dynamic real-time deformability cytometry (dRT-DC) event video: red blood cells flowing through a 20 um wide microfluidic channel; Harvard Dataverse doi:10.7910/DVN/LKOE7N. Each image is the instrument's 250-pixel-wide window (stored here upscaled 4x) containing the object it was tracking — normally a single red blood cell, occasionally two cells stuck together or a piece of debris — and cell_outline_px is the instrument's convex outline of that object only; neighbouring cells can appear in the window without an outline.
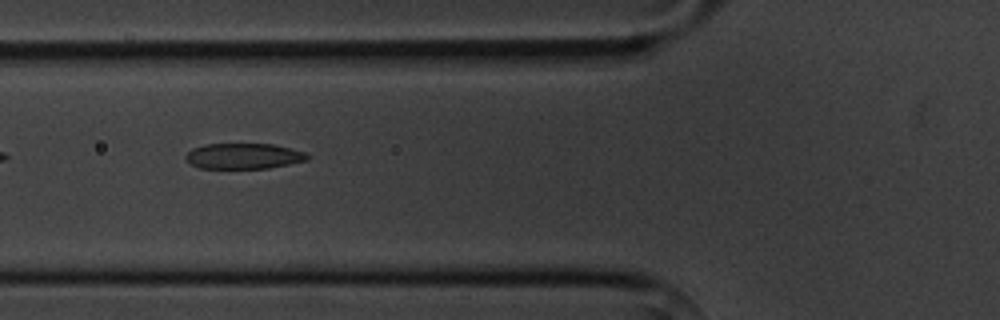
{"species": "common noctule bat (a hibernating species)", "species_latin": "Nyctalus noctula", "temperature_condition": "cold", "stored_images_in_passage": 6, "camera_frame_rate_fps": 3000, "um_per_image_px": 0.085, "animal": {"sex": "male", "body_mass_g": 20.1, "forearm_length_mm": 53.5}, "frame": {"image": 1, "passage_image": 6, "time_ms": 5.667, "image_size_px": [1000, 320], "cell_outline_px": [[312, 156], [308, 160], [268, 168], [200, 168], [192, 164], [184, 156], [192, 148], [204, 144], [272, 144], [304, 152]], "centroid_in_image_um": [20.72, 13.26], "position_along_channel_um": 105.1, "area_um2": 18.03}}